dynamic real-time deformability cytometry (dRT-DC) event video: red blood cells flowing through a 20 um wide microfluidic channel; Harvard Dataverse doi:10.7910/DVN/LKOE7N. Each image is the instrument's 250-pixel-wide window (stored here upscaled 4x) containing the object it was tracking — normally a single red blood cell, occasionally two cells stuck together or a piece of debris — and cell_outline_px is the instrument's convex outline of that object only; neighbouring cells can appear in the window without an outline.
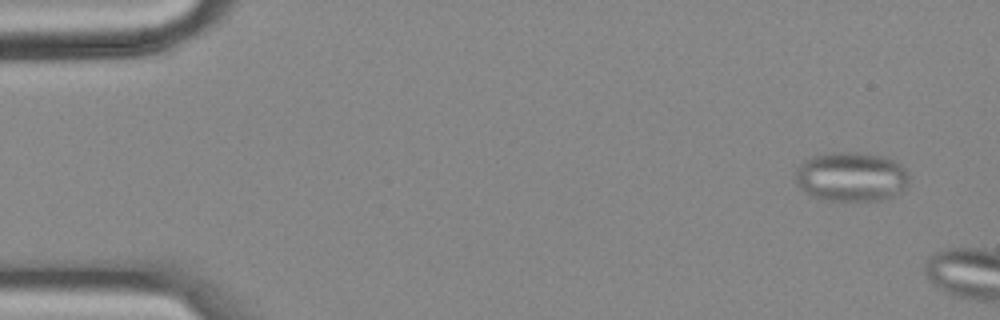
{"species": "common noctule bat (a hibernating species)", "species_latin": "Nyctalus noctula", "temperature_condition": "cold", "stored_images_in_passage": 7, "camera_frame_rate_fps": 3000, "um_per_image_px": 0.085, "animal": {"sex": "female", "body_mass_g": 18.4}, "frame": {"image": 1, "passage_image": 4, "time_ms": 1.0, "image_size_px": [1000, 320], "cell_outline_px": [[908, 184], [900, 192], [892, 196], [880, 200], [820, 200], [808, 196], [800, 188], [796, 180], [796, 168], [804, 160], [812, 156], [836, 152], [860, 152], [888, 156], [900, 164], [908, 172]], "centroid_in_image_um": [72.34, 15.01], "position_along_channel_um": 12.7, "area_um2": 33.12}}